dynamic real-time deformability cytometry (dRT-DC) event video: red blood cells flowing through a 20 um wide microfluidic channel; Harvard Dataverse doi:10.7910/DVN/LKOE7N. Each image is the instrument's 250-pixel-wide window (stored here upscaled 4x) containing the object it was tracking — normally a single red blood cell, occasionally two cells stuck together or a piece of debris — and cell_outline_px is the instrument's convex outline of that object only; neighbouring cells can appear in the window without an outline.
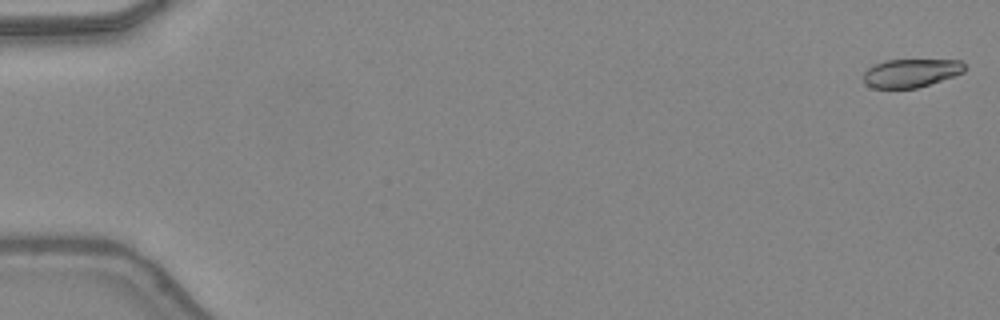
{"species": "common noctule bat (a hibernating species)", "species_latin": "Nyctalus noctula", "temperature_condition": "warm", "stored_images_in_passage": 20, "camera_frame_rate_fps": 3000, "um_per_image_px": 0.085, "animal": {"sex": "female", "body_mass_g": 24.6, "forearm_length_mm": 56.2}, "frame": {"image": 1, "passage_image": 1, "time_ms": 0.0, "image_size_px": [1000, 320], "cell_outline_px": [[964, 72], [916, 88], [872, 88], [864, 80], [864, 72], [868, 68], [876, 64], [888, 60], [960, 60], [964, 64]], "centroid_in_image_um": [77.42, 6.2], "position_along_channel_um": 7.6, "area_um2": 16.36}}
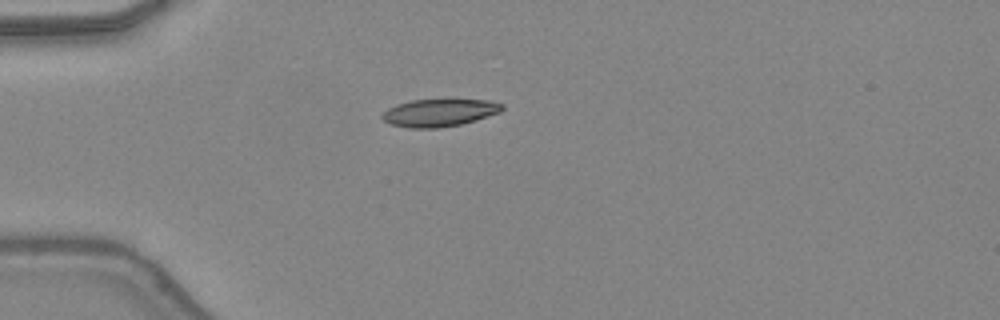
{"frame": {"image": 2, "passage_image": 14, "time_ms": 4.333, "image_size_px": [1000, 320], "cell_outline_px": [[504, 108], [500, 112], [476, 120], [460, 124], [440, 128], [412, 128], [392, 124], [384, 120], [380, 116], [388, 108], [396, 104], [412, 100], [488, 100], [504, 104]], "centroid_in_image_um": [37.35, 9.58], "position_along_channel_um": 47.6, "area_um2": 19.07}}
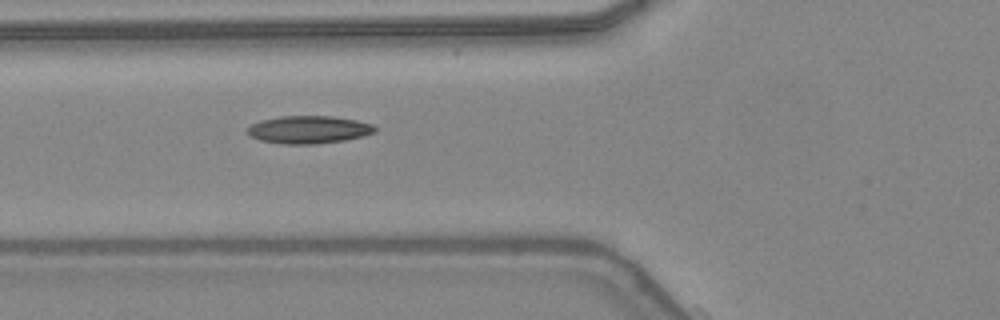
{"frame": {"image": 3, "passage_image": 19, "time_ms": 6.0, "image_size_px": [1000, 320], "cell_outline_px": [[376, 132], [364, 136], [344, 140], [312, 144], [284, 144], [260, 140], [248, 136], [248, 128], [252, 124], [260, 120], [280, 116], [332, 116], [356, 120], [372, 124], [376, 128]], "centroid_in_image_um": [26.24, 11.01], "position_along_channel_um": 99.6, "area_um2": 20.58}}